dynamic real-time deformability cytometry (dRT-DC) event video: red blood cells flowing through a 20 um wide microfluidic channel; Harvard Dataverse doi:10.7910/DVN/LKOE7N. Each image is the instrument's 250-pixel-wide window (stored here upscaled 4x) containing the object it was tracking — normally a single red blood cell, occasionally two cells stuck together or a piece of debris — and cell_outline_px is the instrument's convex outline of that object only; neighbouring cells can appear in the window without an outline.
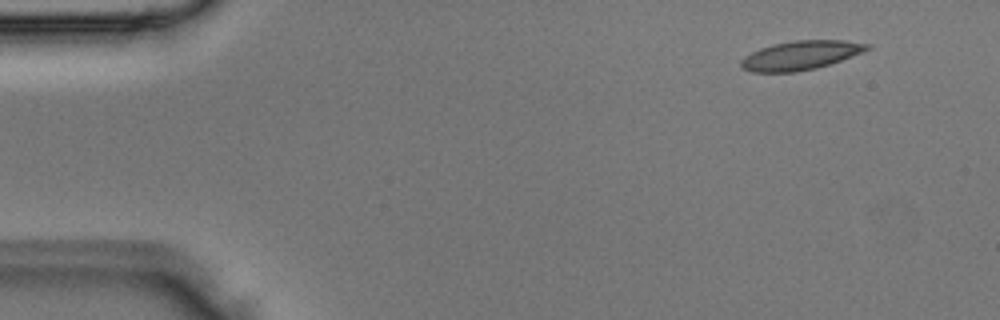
{"species": "Egyptian fruit bat (a non-hibernating species)", "species_latin": "Rousettus aegyptiacus", "temperature_condition": "room temperature", "stored_images_in_passage": 3, "camera_frame_rate_fps": 3000, "um_per_image_px": 0.085, "animal": {"sex": "male"}, "frame": {"image": 1, "passage_image": 1, "time_ms": 0.0, "image_size_px": [1000, 320], "cell_outline_px": [[872, 48], [840, 60], [816, 68], [796, 72], [752, 72], [744, 68], [740, 64], [740, 60], [744, 56], [760, 48], [776, 44], [796, 40], [844, 40], [872, 44]], "centroid_in_image_um": [68.06, 4.7], "position_along_channel_um": 16.9, "area_um2": 21.1}}
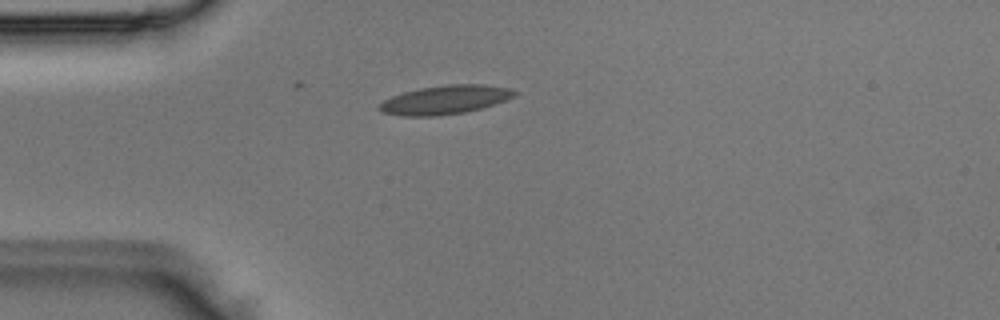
{"frame": {"image": 2, "passage_image": 3, "time_ms": 0.667, "image_size_px": [1000, 320], "cell_outline_px": [[520, 92], [516, 96], [480, 108], [464, 112], [436, 116], [400, 116], [384, 112], [376, 108], [384, 100], [392, 96], [404, 92], [420, 88], [448, 84], [484, 84], [508, 88]], "centroid_in_image_um": [37.83, 8.47], "position_along_channel_um": 47.2, "area_um2": 22.54}}